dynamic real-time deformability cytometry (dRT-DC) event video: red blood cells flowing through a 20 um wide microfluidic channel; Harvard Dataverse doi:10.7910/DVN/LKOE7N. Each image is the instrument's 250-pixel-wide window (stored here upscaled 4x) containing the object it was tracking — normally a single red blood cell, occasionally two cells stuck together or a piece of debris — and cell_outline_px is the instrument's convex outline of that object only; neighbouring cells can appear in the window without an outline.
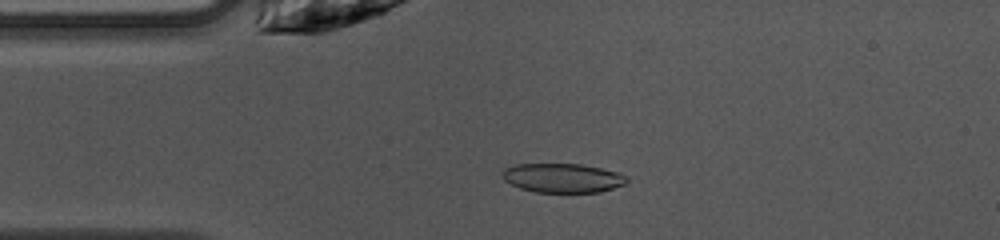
{"species": "common noctule bat (a hibernating species)", "species_latin": "Nyctalus noctula", "temperature_condition": "warm", "stored_images_in_passage": 47, "camera_frame_rate_fps": 3000, "um_per_image_px": 0.085, "animal": {"sex": "female", "body_mass_g": 10.0, "forearm_length_mm": 53.1}, "frame": {"image": 1, "passage_image": 9, "time_ms": 2.667, "image_size_px": [1000, 240], "cell_outline_px": [[628, 180], [624, 184], [600, 192], [536, 192], [520, 188], [504, 180], [500, 176], [500, 172], [504, 168], [516, 164], [580, 164], [600, 168], [616, 172], [628, 176]], "centroid_in_image_um": [47.78, 15.12], "position_along_channel_um": 37.2, "area_um2": 21.15}}
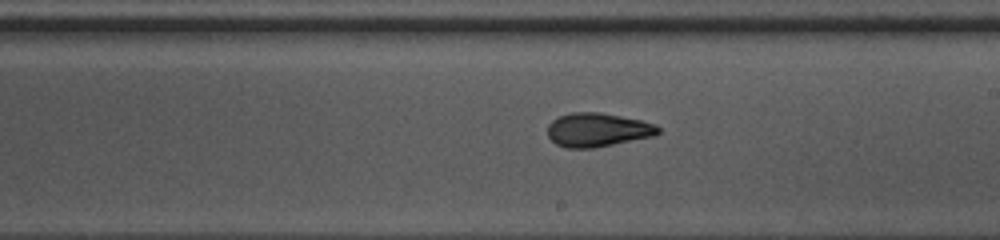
{"frame": {"image": 2, "passage_image": 25, "time_ms": 8.0, "image_size_px": [1000, 240], "cell_outline_px": [[660, 132], [652, 136], [592, 148], [564, 148], [556, 144], [548, 136], [548, 124], [552, 120], [560, 116], [572, 112], [600, 112], [640, 120], [656, 124], [660, 128]], "centroid_in_image_um": [50.77, 11.03], "position_along_channel_um": 238.2, "area_um2": 21.62}}
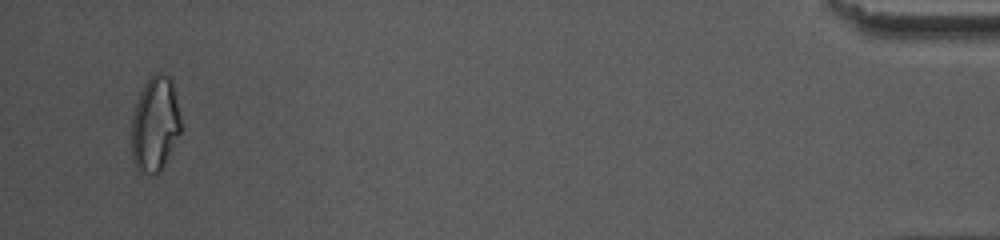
{"frame": {"image": 3, "passage_image": 45, "time_ms": 14.667, "image_size_px": [1000, 240], "cell_outline_px": [[180, 132], [160, 172], [140, 172], [136, 168], [132, 156], [132, 116], [140, 92], [144, 84], [156, 72], [160, 72], [168, 76], [172, 80], [180, 116]], "centroid_in_image_um": [13.17, 10.53], "position_along_channel_um": 422.0, "area_um2": 26.82}, "authors_computed_cell_mechanics": {"area_um2": 22.0218, "velocity_mm_per_s": 4.0734, "shape_relaxation_time_tau1_ms": 4.3787, "shape_relaxation_time_tau2_ms": 1.9109, "deformation_change_tau1": 0.1491, "deformation_change_tau2": 0.092}}